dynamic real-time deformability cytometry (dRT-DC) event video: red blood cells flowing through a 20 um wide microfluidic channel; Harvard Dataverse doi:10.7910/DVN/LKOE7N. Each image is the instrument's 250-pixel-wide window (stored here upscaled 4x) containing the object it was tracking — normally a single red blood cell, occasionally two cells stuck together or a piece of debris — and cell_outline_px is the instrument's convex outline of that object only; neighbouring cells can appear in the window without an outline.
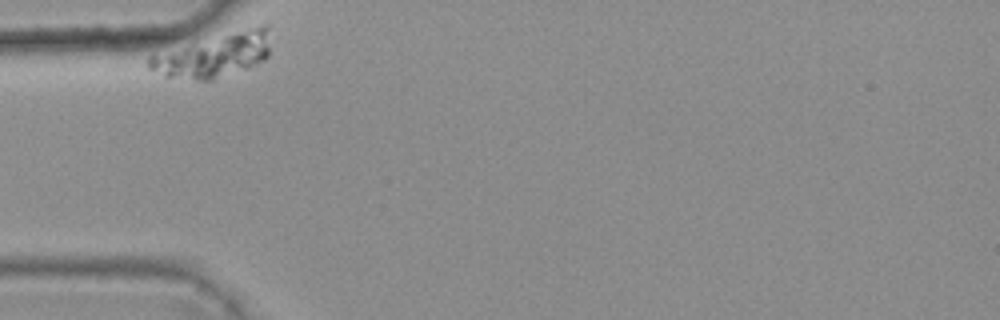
{"species": "common noctule bat (a hibernating species)", "species_latin": "Nyctalus noctula", "temperature_condition": "warm", "stored_images_in_passage": 5, "camera_frame_rate_fps": 3000, "um_per_image_px": 0.085, "animal": {"sex": "female", "body_mass_g": 25.1}, "frame": {"image": 1, "passage_image": 1, "time_ms": 0.0, "image_size_px": [1000, 320], "cell_outline_px": [[268, 56], [264, 60], [208, 80], [196, 80], [164, 76], [148, 68], [144, 64], [148, 56], [260, 24], [268, 24]], "centroid_in_image_um": [18.14, 4.69], "position_along_channel_um": 66.9, "area_um2": 29.71}}
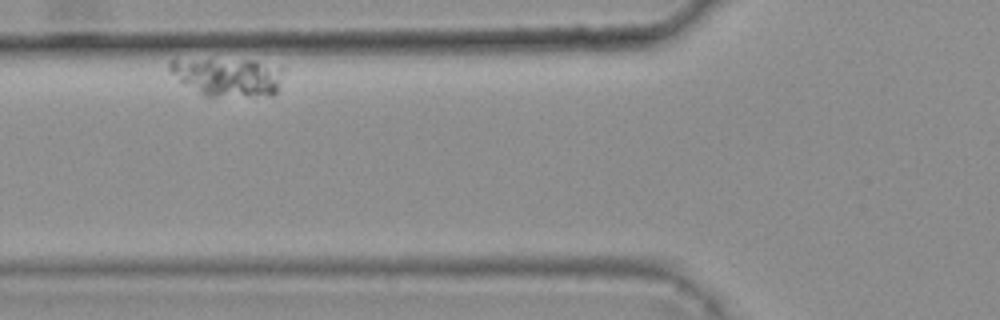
{"frame": {"image": 2, "passage_image": 2, "time_ms": 0.333, "image_size_px": [1000, 320], "cell_outline_px": [[284, 68], [276, 92], [272, 96], [204, 96], [184, 84], [168, 68], [168, 60], [252, 60], [284, 64]], "centroid_in_image_um": [19.45, 6.53], "position_along_channel_um": 106.3, "area_um2": 25.55}}
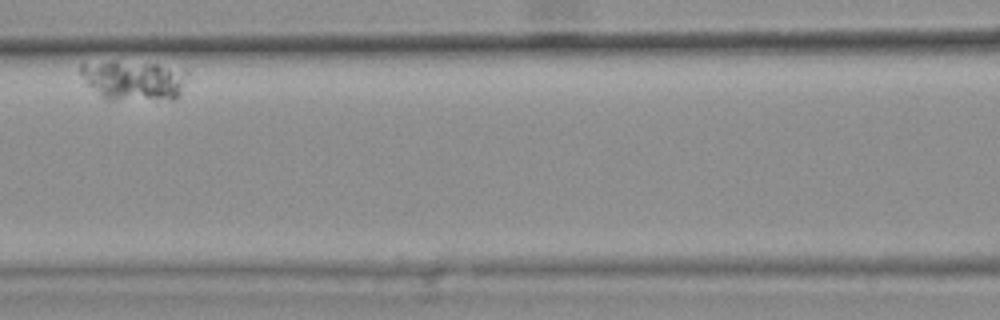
{"frame": {"image": 3, "passage_image": 3, "time_ms": 0.667, "image_size_px": [1000, 320], "cell_outline_px": [[188, 72], [180, 92], [172, 100], [104, 100], [88, 84], [80, 72], [80, 64], [156, 64]], "centroid_in_image_um": [11.39, 6.91], "position_along_channel_um": 155.2, "area_um2": 23.7}}